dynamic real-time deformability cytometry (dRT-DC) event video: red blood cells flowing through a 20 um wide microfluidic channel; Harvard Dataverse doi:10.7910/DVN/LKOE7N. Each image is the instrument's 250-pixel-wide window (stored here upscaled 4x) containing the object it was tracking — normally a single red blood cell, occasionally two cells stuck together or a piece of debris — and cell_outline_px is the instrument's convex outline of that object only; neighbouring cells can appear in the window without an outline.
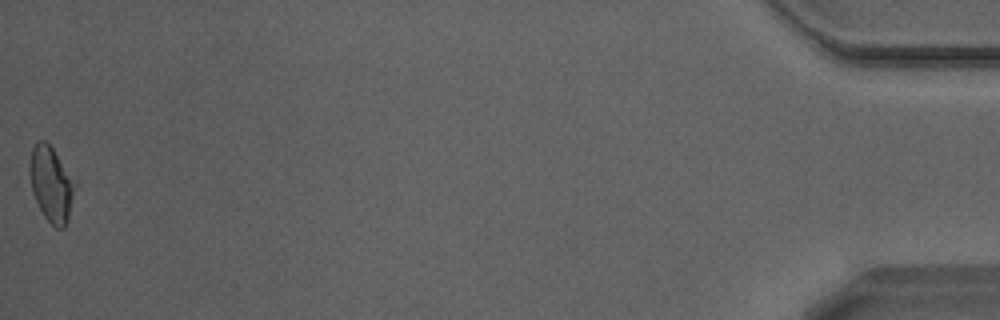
{"species": "Egyptian fruit bat (a non-hibernating species)", "species_latin": "Rousettus aegyptiacus", "temperature_condition": "warm", "stored_images_in_passage": 35, "camera_frame_rate_fps": 3000, "um_per_image_px": 0.085, "animal": {"sex": "male"}, "frame": {"image": 1, "passage_image": 35, "time_ms": 11.333, "image_size_px": [1000, 320], "cell_outline_px": [[76, 184], [68, 216], [64, 228], [56, 228], [44, 216], [32, 192], [28, 168], [32, 148], [36, 140], [44, 140], [52, 148]], "centroid_in_image_um": [4.31, 15.63], "position_along_channel_um": 430.9, "area_um2": 19.36}}